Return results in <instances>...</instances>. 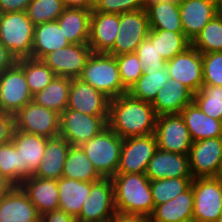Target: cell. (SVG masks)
I'll return each mask as SVG.
<instances>
[{"instance_id": "obj_1", "label": "cell", "mask_w": 222, "mask_h": 222, "mask_svg": "<svg viewBox=\"0 0 222 222\" xmlns=\"http://www.w3.org/2000/svg\"><path fill=\"white\" fill-rule=\"evenodd\" d=\"M156 119L151 103L129 93L110 99L108 127L123 139L154 133Z\"/></svg>"}, {"instance_id": "obj_2", "label": "cell", "mask_w": 222, "mask_h": 222, "mask_svg": "<svg viewBox=\"0 0 222 222\" xmlns=\"http://www.w3.org/2000/svg\"><path fill=\"white\" fill-rule=\"evenodd\" d=\"M112 181L116 211L150 217L154 203L150 180L145 174H115Z\"/></svg>"}, {"instance_id": "obj_3", "label": "cell", "mask_w": 222, "mask_h": 222, "mask_svg": "<svg viewBox=\"0 0 222 222\" xmlns=\"http://www.w3.org/2000/svg\"><path fill=\"white\" fill-rule=\"evenodd\" d=\"M79 79L101 91L110 99L128 93L122 84L117 60L115 56L108 53L93 52Z\"/></svg>"}, {"instance_id": "obj_4", "label": "cell", "mask_w": 222, "mask_h": 222, "mask_svg": "<svg viewBox=\"0 0 222 222\" xmlns=\"http://www.w3.org/2000/svg\"><path fill=\"white\" fill-rule=\"evenodd\" d=\"M35 25L26 11L0 14V42L17 58L32 54Z\"/></svg>"}, {"instance_id": "obj_5", "label": "cell", "mask_w": 222, "mask_h": 222, "mask_svg": "<svg viewBox=\"0 0 222 222\" xmlns=\"http://www.w3.org/2000/svg\"><path fill=\"white\" fill-rule=\"evenodd\" d=\"M123 138L109 127L80 147L103 178H112L118 169Z\"/></svg>"}, {"instance_id": "obj_6", "label": "cell", "mask_w": 222, "mask_h": 222, "mask_svg": "<svg viewBox=\"0 0 222 222\" xmlns=\"http://www.w3.org/2000/svg\"><path fill=\"white\" fill-rule=\"evenodd\" d=\"M108 116H92L66 108L60 114L59 136L71 146H81L108 127Z\"/></svg>"}, {"instance_id": "obj_7", "label": "cell", "mask_w": 222, "mask_h": 222, "mask_svg": "<svg viewBox=\"0 0 222 222\" xmlns=\"http://www.w3.org/2000/svg\"><path fill=\"white\" fill-rule=\"evenodd\" d=\"M193 220L216 222L222 215V182L217 177L193 178Z\"/></svg>"}, {"instance_id": "obj_8", "label": "cell", "mask_w": 222, "mask_h": 222, "mask_svg": "<svg viewBox=\"0 0 222 222\" xmlns=\"http://www.w3.org/2000/svg\"><path fill=\"white\" fill-rule=\"evenodd\" d=\"M149 30V20L145 8L119 14V34L108 54L117 56L134 53L140 43L148 38Z\"/></svg>"}, {"instance_id": "obj_9", "label": "cell", "mask_w": 222, "mask_h": 222, "mask_svg": "<svg viewBox=\"0 0 222 222\" xmlns=\"http://www.w3.org/2000/svg\"><path fill=\"white\" fill-rule=\"evenodd\" d=\"M116 212L114 184L112 178H102L91 182L89 196L86 197L78 222H109Z\"/></svg>"}, {"instance_id": "obj_10", "label": "cell", "mask_w": 222, "mask_h": 222, "mask_svg": "<svg viewBox=\"0 0 222 222\" xmlns=\"http://www.w3.org/2000/svg\"><path fill=\"white\" fill-rule=\"evenodd\" d=\"M60 114L33 100L15 114L16 129L46 138L59 136Z\"/></svg>"}, {"instance_id": "obj_11", "label": "cell", "mask_w": 222, "mask_h": 222, "mask_svg": "<svg viewBox=\"0 0 222 222\" xmlns=\"http://www.w3.org/2000/svg\"><path fill=\"white\" fill-rule=\"evenodd\" d=\"M157 149L154 133L124 138L116 174H145L148 163Z\"/></svg>"}, {"instance_id": "obj_12", "label": "cell", "mask_w": 222, "mask_h": 222, "mask_svg": "<svg viewBox=\"0 0 222 222\" xmlns=\"http://www.w3.org/2000/svg\"><path fill=\"white\" fill-rule=\"evenodd\" d=\"M32 100L24 71L16 62L0 74V110L15 115Z\"/></svg>"}, {"instance_id": "obj_13", "label": "cell", "mask_w": 222, "mask_h": 222, "mask_svg": "<svg viewBox=\"0 0 222 222\" xmlns=\"http://www.w3.org/2000/svg\"><path fill=\"white\" fill-rule=\"evenodd\" d=\"M154 135L158 149L188 154L192 140L181 114L157 116Z\"/></svg>"}, {"instance_id": "obj_14", "label": "cell", "mask_w": 222, "mask_h": 222, "mask_svg": "<svg viewBox=\"0 0 222 222\" xmlns=\"http://www.w3.org/2000/svg\"><path fill=\"white\" fill-rule=\"evenodd\" d=\"M92 53L88 43L70 44L47 54L41 60L56 76L73 79L81 76Z\"/></svg>"}, {"instance_id": "obj_15", "label": "cell", "mask_w": 222, "mask_h": 222, "mask_svg": "<svg viewBox=\"0 0 222 222\" xmlns=\"http://www.w3.org/2000/svg\"><path fill=\"white\" fill-rule=\"evenodd\" d=\"M188 158L193 178L216 177L222 162V137L192 142Z\"/></svg>"}, {"instance_id": "obj_16", "label": "cell", "mask_w": 222, "mask_h": 222, "mask_svg": "<svg viewBox=\"0 0 222 222\" xmlns=\"http://www.w3.org/2000/svg\"><path fill=\"white\" fill-rule=\"evenodd\" d=\"M166 68L169 77L187 86L194 94L203 85L202 53L192 45L166 61Z\"/></svg>"}, {"instance_id": "obj_17", "label": "cell", "mask_w": 222, "mask_h": 222, "mask_svg": "<svg viewBox=\"0 0 222 222\" xmlns=\"http://www.w3.org/2000/svg\"><path fill=\"white\" fill-rule=\"evenodd\" d=\"M108 98L79 78L71 79L67 108L92 116H109Z\"/></svg>"}, {"instance_id": "obj_18", "label": "cell", "mask_w": 222, "mask_h": 222, "mask_svg": "<svg viewBox=\"0 0 222 222\" xmlns=\"http://www.w3.org/2000/svg\"><path fill=\"white\" fill-rule=\"evenodd\" d=\"M20 153V184L37 171L48 138L15 129L11 139Z\"/></svg>"}, {"instance_id": "obj_19", "label": "cell", "mask_w": 222, "mask_h": 222, "mask_svg": "<svg viewBox=\"0 0 222 222\" xmlns=\"http://www.w3.org/2000/svg\"><path fill=\"white\" fill-rule=\"evenodd\" d=\"M179 10L183 33L190 42L218 14L215 0H181Z\"/></svg>"}, {"instance_id": "obj_20", "label": "cell", "mask_w": 222, "mask_h": 222, "mask_svg": "<svg viewBox=\"0 0 222 222\" xmlns=\"http://www.w3.org/2000/svg\"><path fill=\"white\" fill-rule=\"evenodd\" d=\"M145 175L150 181L175 177H192L188 154L157 149L148 163Z\"/></svg>"}, {"instance_id": "obj_21", "label": "cell", "mask_w": 222, "mask_h": 222, "mask_svg": "<svg viewBox=\"0 0 222 222\" xmlns=\"http://www.w3.org/2000/svg\"><path fill=\"white\" fill-rule=\"evenodd\" d=\"M119 14L94 12L90 17L88 45L94 53H108L119 32Z\"/></svg>"}, {"instance_id": "obj_22", "label": "cell", "mask_w": 222, "mask_h": 222, "mask_svg": "<svg viewBox=\"0 0 222 222\" xmlns=\"http://www.w3.org/2000/svg\"><path fill=\"white\" fill-rule=\"evenodd\" d=\"M193 98L194 93L187 86L169 77L151 105L157 116L180 114Z\"/></svg>"}, {"instance_id": "obj_23", "label": "cell", "mask_w": 222, "mask_h": 222, "mask_svg": "<svg viewBox=\"0 0 222 222\" xmlns=\"http://www.w3.org/2000/svg\"><path fill=\"white\" fill-rule=\"evenodd\" d=\"M0 222H40V214L20 186L0 199Z\"/></svg>"}, {"instance_id": "obj_24", "label": "cell", "mask_w": 222, "mask_h": 222, "mask_svg": "<svg viewBox=\"0 0 222 222\" xmlns=\"http://www.w3.org/2000/svg\"><path fill=\"white\" fill-rule=\"evenodd\" d=\"M20 187L28 195L40 215L59 209V191L57 180L28 177Z\"/></svg>"}, {"instance_id": "obj_25", "label": "cell", "mask_w": 222, "mask_h": 222, "mask_svg": "<svg viewBox=\"0 0 222 222\" xmlns=\"http://www.w3.org/2000/svg\"><path fill=\"white\" fill-rule=\"evenodd\" d=\"M70 148L71 145L61 136L48 138L44 157L33 176L55 180L61 178Z\"/></svg>"}, {"instance_id": "obj_26", "label": "cell", "mask_w": 222, "mask_h": 222, "mask_svg": "<svg viewBox=\"0 0 222 222\" xmlns=\"http://www.w3.org/2000/svg\"><path fill=\"white\" fill-rule=\"evenodd\" d=\"M194 194L192 186L173 200L154 207L150 222H187L193 220Z\"/></svg>"}, {"instance_id": "obj_27", "label": "cell", "mask_w": 222, "mask_h": 222, "mask_svg": "<svg viewBox=\"0 0 222 222\" xmlns=\"http://www.w3.org/2000/svg\"><path fill=\"white\" fill-rule=\"evenodd\" d=\"M192 142L202 139L222 137V121L211 118L192 102L181 112Z\"/></svg>"}, {"instance_id": "obj_28", "label": "cell", "mask_w": 222, "mask_h": 222, "mask_svg": "<svg viewBox=\"0 0 222 222\" xmlns=\"http://www.w3.org/2000/svg\"><path fill=\"white\" fill-rule=\"evenodd\" d=\"M68 45H70V43L57 20L35 25L30 58L41 60L47 54Z\"/></svg>"}, {"instance_id": "obj_29", "label": "cell", "mask_w": 222, "mask_h": 222, "mask_svg": "<svg viewBox=\"0 0 222 222\" xmlns=\"http://www.w3.org/2000/svg\"><path fill=\"white\" fill-rule=\"evenodd\" d=\"M59 191V209L78 218L82 205L91 189V182L61 177L57 180Z\"/></svg>"}, {"instance_id": "obj_30", "label": "cell", "mask_w": 222, "mask_h": 222, "mask_svg": "<svg viewBox=\"0 0 222 222\" xmlns=\"http://www.w3.org/2000/svg\"><path fill=\"white\" fill-rule=\"evenodd\" d=\"M92 10L65 8L57 22L70 44L88 43Z\"/></svg>"}, {"instance_id": "obj_31", "label": "cell", "mask_w": 222, "mask_h": 222, "mask_svg": "<svg viewBox=\"0 0 222 222\" xmlns=\"http://www.w3.org/2000/svg\"><path fill=\"white\" fill-rule=\"evenodd\" d=\"M150 29L183 32L179 3L150 2L145 6Z\"/></svg>"}, {"instance_id": "obj_32", "label": "cell", "mask_w": 222, "mask_h": 222, "mask_svg": "<svg viewBox=\"0 0 222 222\" xmlns=\"http://www.w3.org/2000/svg\"><path fill=\"white\" fill-rule=\"evenodd\" d=\"M70 86L71 78L55 76L49 85L33 95V101L61 114L67 108Z\"/></svg>"}, {"instance_id": "obj_33", "label": "cell", "mask_w": 222, "mask_h": 222, "mask_svg": "<svg viewBox=\"0 0 222 222\" xmlns=\"http://www.w3.org/2000/svg\"><path fill=\"white\" fill-rule=\"evenodd\" d=\"M62 177L84 182H97L103 178L80 146H71L63 167Z\"/></svg>"}, {"instance_id": "obj_34", "label": "cell", "mask_w": 222, "mask_h": 222, "mask_svg": "<svg viewBox=\"0 0 222 222\" xmlns=\"http://www.w3.org/2000/svg\"><path fill=\"white\" fill-rule=\"evenodd\" d=\"M148 39L165 61L173 59L191 45L183 32H171L163 29H150Z\"/></svg>"}, {"instance_id": "obj_35", "label": "cell", "mask_w": 222, "mask_h": 222, "mask_svg": "<svg viewBox=\"0 0 222 222\" xmlns=\"http://www.w3.org/2000/svg\"><path fill=\"white\" fill-rule=\"evenodd\" d=\"M168 79L166 67L144 71L143 75L129 88L128 93L136 99L152 103Z\"/></svg>"}, {"instance_id": "obj_36", "label": "cell", "mask_w": 222, "mask_h": 222, "mask_svg": "<svg viewBox=\"0 0 222 222\" xmlns=\"http://www.w3.org/2000/svg\"><path fill=\"white\" fill-rule=\"evenodd\" d=\"M17 63L24 71L32 95L42 91L56 76L42 60L29 57L17 59Z\"/></svg>"}, {"instance_id": "obj_37", "label": "cell", "mask_w": 222, "mask_h": 222, "mask_svg": "<svg viewBox=\"0 0 222 222\" xmlns=\"http://www.w3.org/2000/svg\"><path fill=\"white\" fill-rule=\"evenodd\" d=\"M191 45L202 54L222 52V13L216 14L206 24Z\"/></svg>"}, {"instance_id": "obj_38", "label": "cell", "mask_w": 222, "mask_h": 222, "mask_svg": "<svg viewBox=\"0 0 222 222\" xmlns=\"http://www.w3.org/2000/svg\"><path fill=\"white\" fill-rule=\"evenodd\" d=\"M193 177H175L150 181L154 207L176 198L186 191Z\"/></svg>"}, {"instance_id": "obj_39", "label": "cell", "mask_w": 222, "mask_h": 222, "mask_svg": "<svg viewBox=\"0 0 222 222\" xmlns=\"http://www.w3.org/2000/svg\"><path fill=\"white\" fill-rule=\"evenodd\" d=\"M193 102L209 117L222 121V86L203 84Z\"/></svg>"}, {"instance_id": "obj_40", "label": "cell", "mask_w": 222, "mask_h": 222, "mask_svg": "<svg viewBox=\"0 0 222 222\" xmlns=\"http://www.w3.org/2000/svg\"><path fill=\"white\" fill-rule=\"evenodd\" d=\"M65 10L63 0H32L26 9L34 25L56 21Z\"/></svg>"}, {"instance_id": "obj_41", "label": "cell", "mask_w": 222, "mask_h": 222, "mask_svg": "<svg viewBox=\"0 0 222 222\" xmlns=\"http://www.w3.org/2000/svg\"><path fill=\"white\" fill-rule=\"evenodd\" d=\"M0 172L20 186V153L12 141L0 145Z\"/></svg>"}, {"instance_id": "obj_42", "label": "cell", "mask_w": 222, "mask_h": 222, "mask_svg": "<svg viewBox=\"0 0 222 222\" xmlns=\"http://www.w3.org/2000/svg\"><path fill=\"white\" fill-rule=\"evenodd\" d=\"M123 86L129 88L143 75V68L134 53H126L115 56Z\"/></svg>"}, {"instance_id": "obj_43", "label": "cell", "mask_w": 222, "mask_h": 222, "mask_svg": "<svg viewBox=\"0 0 222 222\" xmlns=\"http://www.w3.org/2000/svg\"><path fill=\"white\" fill-rule=\"evenodd\" d=\"M203 84L222 86V52L202 54Z\"/></svg>"}, {"instance_id": "obj_44", "label": "cell", "mask_w": 222, "mask_h": 222, "mask_svg": "<svg viewBox=\"0 0 222 222\" xmlns=\"http://www.w3.org/2000/svg\"><path fill=\"white\" fill-rule=\"evenodd\" d=\"M135 54L140 60L143 71H154L166 67V61L158 54L148 38L140 43Z\"/></svg>"}, {"instance_id": "obj_45", "label": "cell", "mask_w": 222, "mask_h": 222, "mask_svg": "<svg viewBox=\"0 0 222 222\" xmlns=\"http://www.w3.org/2000/svg\"><path fill=\"white\" fill-rule=\"evenodd\" d=\"M144 0H99L93 7L94 12L122 14L145 8Z\"/></svg>"}, {"instance_id": "obj_46", "label": "cell", "mask_w": 222, "mask_h": 222, "mask_svg": "<svg viewBox=\"0 0 222 222\" xmlns=\"http://www.w3.org/2000/svg\"><path fill=\"white\" fill-rule=\"evenodd\" d=\"M15 129V115L0 110V145L11 141Z\"/></svg>"}, {"instance_id": "obj_47", "label": "cell", "mask_w": 222, "mask_h": 222, "mask_svg": "<svg viewBox=\"0 0 222 222\" xmlns=\"http://www.w3.org/2000/svg\"><path fill=\"white\" fill-rule=\"evenodd\" d=\"M40 222H78L76 218L57 209L40 215Z\"/></svg>"}, {"instance_id": "obj_48", "label": "cell", "mask_w": 222, "mask_h": 222, "mask_svg": "<svg viewBox=\"0 0 222 222\" xmlns=\"http://www.w3.org/2000/svg\"><path fill=\"white\" fill-rule=\"evenodd\" d=\"M32 0H0V14L26 11Z\"/></svg>"}, {"instance_id": "obj_49", "label": "cell", "mask_w": 222, "mask_h": 222, "mask_svg": "<svg viewBox=\"0 0 222 222\" xmlns=\"http://www.w3.org/2000/svg\"><path fill=\"white\" fill-rule=\"evenodd\" d=\"M17 62V58L0 42V74Z\"/></svg>"}, {"instance_id": "obj_50", "label": "cell", "mask_w": 222, "mask_h": 222, "mask_svg": "<svg viewBox=\"0 0 222 222\" xmlns=\"http://www.w3.org/2000/svg\"><path fill=\"white\" fill-rule=\"evenodd\" d=\"M109 222H150L148 217L116 211Z\"/></svg>"}, {"instance_id": "obj_51", "label": "cell", "mask_w": 222, "mask_h": 222, "mask_svg": "<svg viewBox=\"0 0 222 222\" xmlns=\"http://www.w3.org/2000/svg\"><path fill=\"white\" fill-rule=\"evenodd\" d=\"M65 8H83L93 10L94 4L90 0H63Z\"/></svg>"}, {"instance_id": "obj_52", "label": "cell", "mask_w": 222, "mask_h": 222, "mask_svg": "<svg viewBox=\"0 0 222 222\" xmlns=\"http://www.w3.org/2000/svg\"><path fill=\"white\" fill-rule=\"evenodd\" d=\"M16 185L0 172V199L9 194Z\"/></svg>"}, {"instance_id": "obj_53", "label": "cell", "mask_w": 222, "mask_h": 222, "mask_svg": "<svg viewBox=\"0 0 222 222\" xmlns=\"http://www.w3.org/2000/svg\"><path fill=\"white\" fill-rule=\"evenodd\" d=\"M160 1L179 3L181 0H144L145 4L150 3V2H160Z\"/></svg>"}, {"instance_id": "obj_54", "label": "cell", "mask_w": 222, "mask_h": 222, "mask_svg": "<svg viewBox=\"0 0 222 222\" xmlns=\"http://www.w3.org/2000/svg\"><path fill=\"white\" fill-rule=\"evenodd\" d=\"M218 13H222V0H215Z\"/></svg>"}, {"instance_id": "obj_55", "label": "cell", "mask_w": 222, "mask_h": 222, "mask_svg": "<svg viewBox=\"0 0 222 222\" xmlns=\"http://www.w3.org/2000/svg\"><path fill=\"white\" fill-rule=\"evenodd\" d=\"M216 177L222 182V162H221V165H220L218 175Z\"/></svg>"}, {"instance_id": "obj_56", "label": "cell", "mask_w": 222, "mask_h": 222, "mask_svg": "<svg viewBox=\"0 0 222 222\" xmlns=\"http://www.w3.org/2000/svg\"><path fill=\"white\" fill-rule=\"evenodd\" d=\"M216 222H222V215L218 218Z\"/></svg>"}, {"instance_id": "obj_57", "label": "cell", "mask_w": 222, "mask_h": 222, "mask_svg": "<svg viewBox=\"0 0 222 222\" xmlns=\"http://www.w3.org/2000/svg\"><path fill=\"white\" fill-rule=\"evenodd\" d=\"M90 1L95 5L99 0H90Z\"/></svg>"}, {"instance_id": "obj_58", "label": "cell", "mask_w": 222, "mask_h": 222, "mask_svg": "<svg viewBox=\"0 0 222 222\" xmlns=\"http://www.w3.org/2000/svg\"><path fill=\"white\" fill-rule=\"evenodd\" d=\"M187 222H198V221H196V220H190V221H187Z\"/></svg>"}]
</instances>
